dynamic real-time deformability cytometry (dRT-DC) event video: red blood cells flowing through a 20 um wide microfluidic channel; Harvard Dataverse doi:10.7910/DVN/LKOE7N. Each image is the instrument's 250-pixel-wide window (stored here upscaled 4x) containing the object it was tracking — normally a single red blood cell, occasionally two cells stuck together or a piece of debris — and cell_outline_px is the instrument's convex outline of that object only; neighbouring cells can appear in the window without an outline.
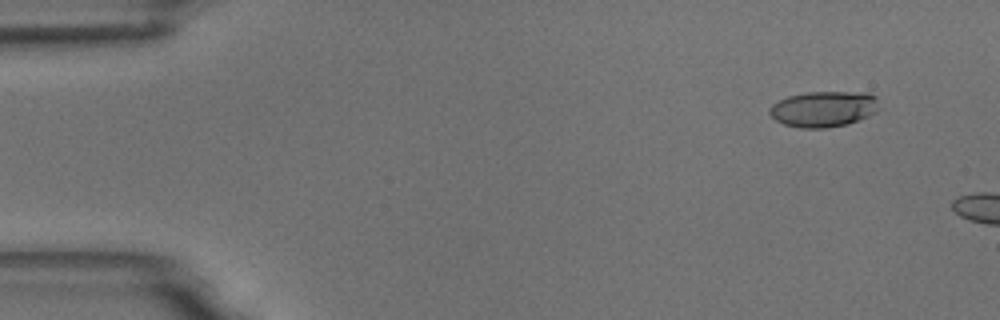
{"species": "common noctule bat (a hibernating species)", "species_latin": "Nyctalus noctula", "temperature_condition": "room temperature", "stored_images_in_passage": 3, "camera_frame_rate_fps": 3000, "um_per_image_px": 0.085, "animal": {"sex": "male", "body_mass_g": 18.8}, "frame": {"image": 1, "passage_image": 2, "time_ms": 1.0, "image_size_px": [1000, 320], "cell_outline_px": [[880, 108], [876, 112], [868, 116], [848, 124], [824, 128], [800, 128], [784, 124], [776, 120], [768, 112], [768, 108], [772, 104], [788, 96], [808, 92], [868, 92], [876, 96]], "centroid_in_image_um": [70.03, 9.26], "position_along_channel_um": 15.0, "area_um2": 23.0}}